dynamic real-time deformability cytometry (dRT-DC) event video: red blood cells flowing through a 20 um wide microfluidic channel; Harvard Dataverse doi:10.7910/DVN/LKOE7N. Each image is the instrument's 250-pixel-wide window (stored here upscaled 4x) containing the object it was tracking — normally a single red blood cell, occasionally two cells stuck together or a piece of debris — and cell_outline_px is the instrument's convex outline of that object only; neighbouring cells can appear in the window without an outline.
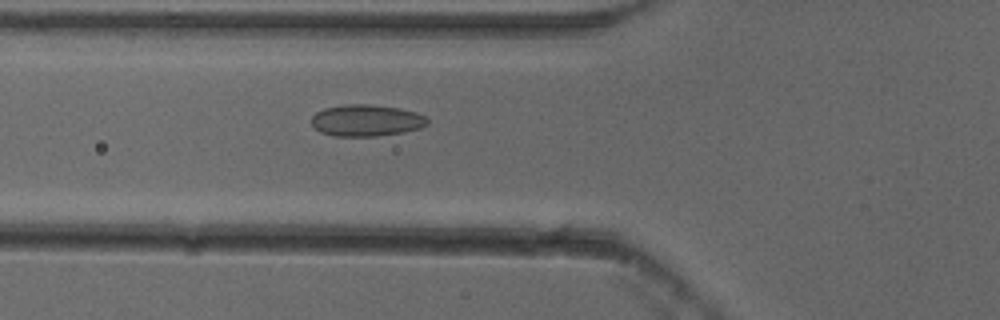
{"species": "common noctule bat (a hibernating species)", "species_latin": "Nyctalus noctula", "temperature_condition": "cold", "stored_images_in_passage": 43, "camera_frame_rate_fps": 3000, "um_per_image_px": 0.085, "animal": {"sex": "female"}, "frame": {"image": 1, "passage_image": 9, "time_ms": 2.667, "image_size_px": [1000, 320], "cell_outline_px": [[428, 124], [420, 128], [404, 132], [376, 136], [336, 136], [320, 132], [312, 124], [312, 116], [316, 112], [324, 108], [344, 104], [368, 104], [396, 108], [416, 112], [424, 116], [428, 120]], "centroid_in_image_um": [31.13, 10.24], "position_along_channel_um": 94.7, "area_um2": 21.27}}
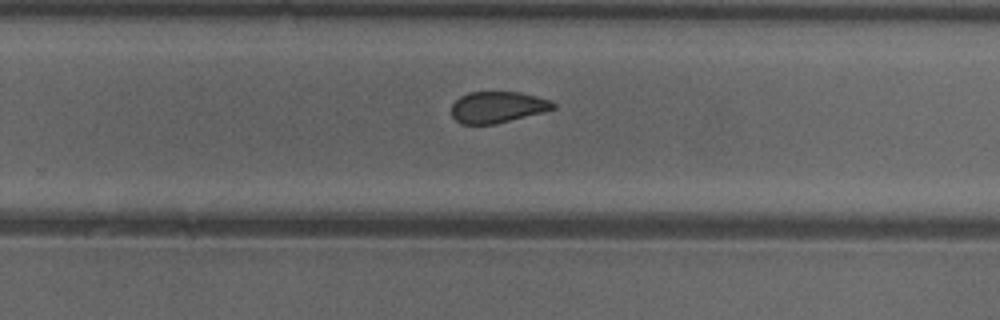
{"frame": {"image": 2, "passage_image": 24, "time_ms": 7.667, "image_size_px": [1000, 320], "cell_outline_px": [[556, 108], [544, 112], [496, 124], [460, 124], [452, 116], [452, 104], [460, 96], [468, 92], [520, 92], [552, 100], [556, 104]], "centroid_in_image_um": [42.31, 9.11], "position_along_channel_um": 287.5, "area_um2": 18.73}}
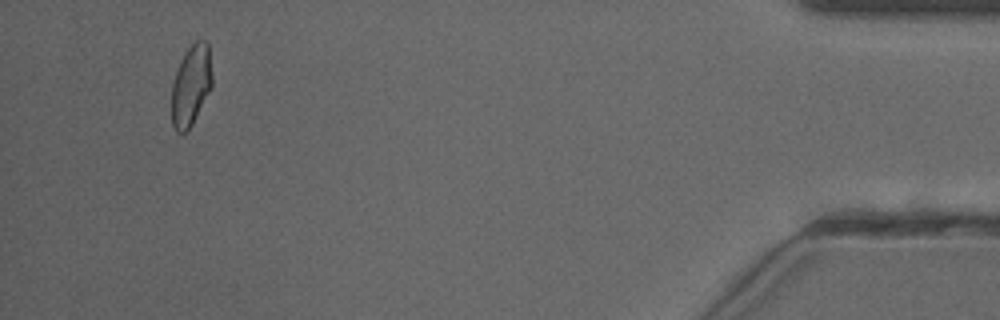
{"frame": {"image": 3, "passage_image": 40, "time_ms": 13.0, "image_size_px": [1000, 320], "cell_outline_px": [[212, 88], [188, 132], [176, 132], [172, 124], [172, 84], [180, 60], [188, 48], [196, 40], [208, 40], [212, 72]], "centroid_in_image_um": [16.26, 7.25], "position_along_channel_um": 418.9, "area_um2": 19.31}, "authors_computed_cell_mechanics": {"area_um2": 19.8254, "velocity_mm_per_s": 3.8453, "shape_relaxation_time_tau1_ms": null, "shape_relaxation_time_tau2_ms": 2.0476, "deformation_change_tau1": null, "deformation_change_tau2": 0.0671}}